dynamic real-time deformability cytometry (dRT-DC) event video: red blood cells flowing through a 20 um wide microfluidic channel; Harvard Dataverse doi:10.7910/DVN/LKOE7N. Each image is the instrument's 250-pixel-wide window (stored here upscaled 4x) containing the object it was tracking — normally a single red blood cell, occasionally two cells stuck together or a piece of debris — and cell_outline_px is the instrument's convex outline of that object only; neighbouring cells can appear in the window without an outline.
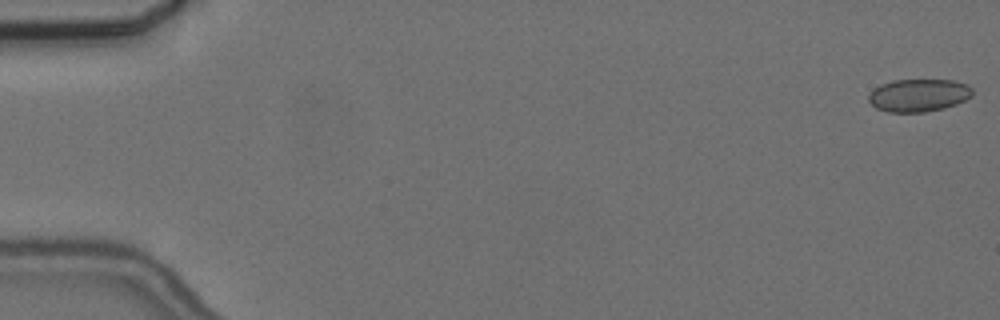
{"species": "common noctule bat (a hibernating species)", "species_latin": "Nyctalus noctula", "temperature_condition": "cold", "stored_images_in_passage": 57, "camera_frame_rate_fps": 3000, "um_per_image_px": 0.085, "animal": {"sex": "female", "body_mass_g": 24.6, "forearm_length_mm": 56.2}, "frame": {"image": 1, "passage_image": 1, "time_ms": 0.0, "image_size_px": [1000, 320], "cell_outline_px": [[972, 96], [956, 104], [944, 108], [924, 112], [888, 112], [876, 108], [868, 100], [868, 96], [880, 84], [892, 80], [952, 80], [968, 84], [972, 88]], "centroid_in_image_um": [78.09, 8.09], "position_along_channel_um": 6.9, "area_um2": 19.77}}
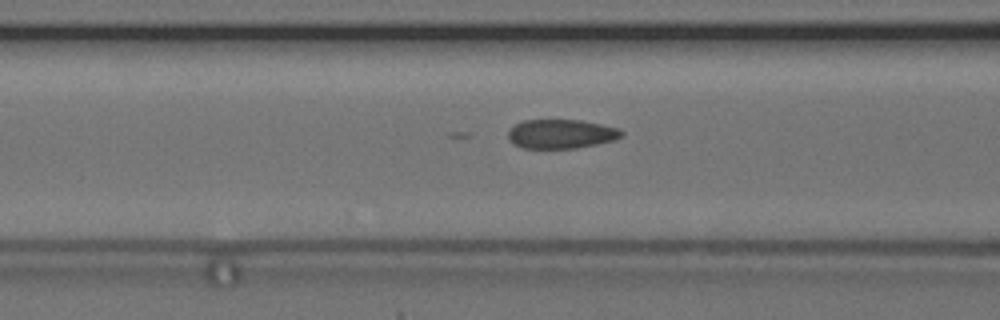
{"frame": {"image": 2, "passage_image": 23, "time_ms": 7.333, "image_size_px": [1000, 320], "cell_outline_px": [[624, 136], [616, 140], [576, 148], [524, 148], [508, 140], [508, 128], [524, 120], [580, 120], [620, 128], [624, 132]], "centroid_in_image_um": [47.72, 11.38], "position_along_channel_um": 118.9, "area_um2": 19.36}}
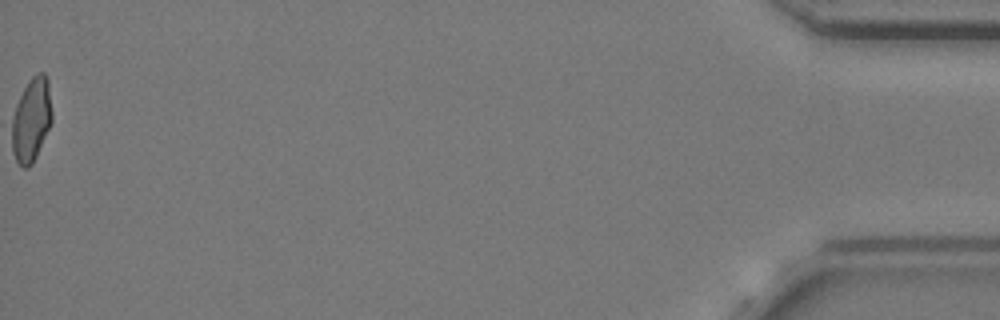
{"frame": {"image": 3, "passage_image": 57, "time_ms": 18.667, "image_size_px": [1000, 320], "cell_outline_px": [[52, 120], [36, 156], [32, 164], [28, 168], [24, 168], [16, 160], [12, 152], [12, 116], [16, 104], [24, 88], [32, 76], [36, 72], [44, 72], [48, 80], [52, 112]], "centroid_in_image_um": [2.66, 10.16], "position_along_channel_um": 432.5, "area_um2": 19.48}, "authors_computed_cell_mechanics": {"area_um2": 20.23, "velocity_mm_per_s": 3.6605, "shape_relaxation_time_tau1_ms": 3.7799, "shape_relaxation_time_tau2_ms": 1.3716, "deformation_change_tau1": 0.1059, "deformation_change_tau2": 0.0445}}